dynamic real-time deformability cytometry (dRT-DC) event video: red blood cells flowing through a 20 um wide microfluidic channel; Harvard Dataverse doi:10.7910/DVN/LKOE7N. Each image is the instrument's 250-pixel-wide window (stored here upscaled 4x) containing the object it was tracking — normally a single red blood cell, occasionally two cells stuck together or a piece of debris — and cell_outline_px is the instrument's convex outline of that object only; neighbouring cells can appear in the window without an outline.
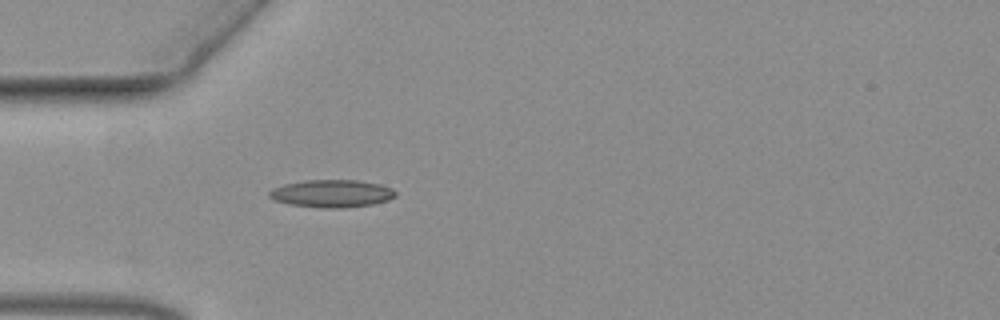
{"species": "common noctule bat (a hibernating species)", "species_latin": "Nyctalus noctula", "temperature_condition": "warm", "stored_images_in_passage": 42, "camera_frame_rate_fps": 3000, "um_per_image_px": 0.085, "animal": {"sex": "female", "body_mass_g": 19.3, "forearm_length_mm": 54.1}, "frame": {"image": 1, "passage_image": 1, "time_ms": 0.0, "image_size_px": [1000, 320], "cell_outline_px": [[396, 196], [388, 200], [372, 204], [344, 208], [324, 208], [292, 204], [276, 200], [268, 196], [268, 192], [272, 188], [284, 184], [304, 180], [356, 180], [380, 184], [392, 188], [396, 192]], "centroid_in_image_um": [28.22, 16.44], "position_along_channel_um": 56.8, "area_um2": 20.23}}
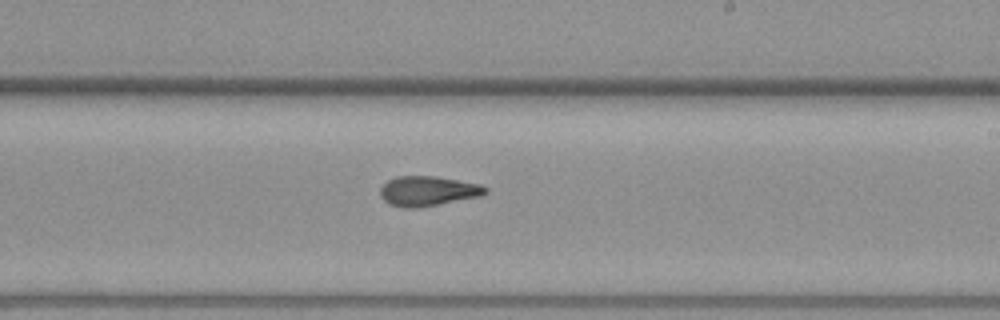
{"frame": {"image": 2, "passage_image": 18, "time_ms": 5.667, "image_size_px": [1000, 320], "cell_outline_px": [[488, 192], [480, 196], [416, 208], [400, 208], [388, 204], [380, 196], [380, 188], [388, 180], [396, 176], [436, 176], [480, 184], [488, 188]], "centroid_in_image_um": [36.34, 16.24], "position_along_channel_um": 252.7, "area_um2": 18.32}}
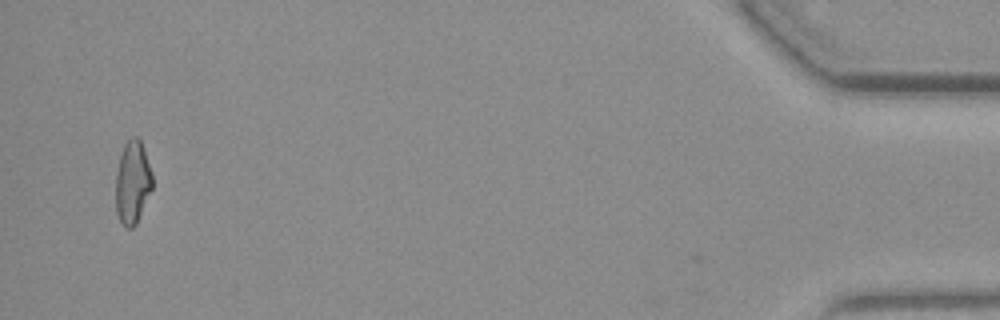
{"frame": {"image": 3, "passage_image": 40, "time_ms": 13.0, "image_size_px": [1000, 320], "cell_outline_px": [[152, 188], [136, 224], [132, 228], [128, 228], [120, 220], [116, 212], [116, 172], [120, 156], [124, 144], [132, 136], [136, 136], [140, 140], [152, 172]], "centroid_in_image_um": [11.26, 15.49], "position_along_channel_um": 423.9, "area_um2": 17.51}}